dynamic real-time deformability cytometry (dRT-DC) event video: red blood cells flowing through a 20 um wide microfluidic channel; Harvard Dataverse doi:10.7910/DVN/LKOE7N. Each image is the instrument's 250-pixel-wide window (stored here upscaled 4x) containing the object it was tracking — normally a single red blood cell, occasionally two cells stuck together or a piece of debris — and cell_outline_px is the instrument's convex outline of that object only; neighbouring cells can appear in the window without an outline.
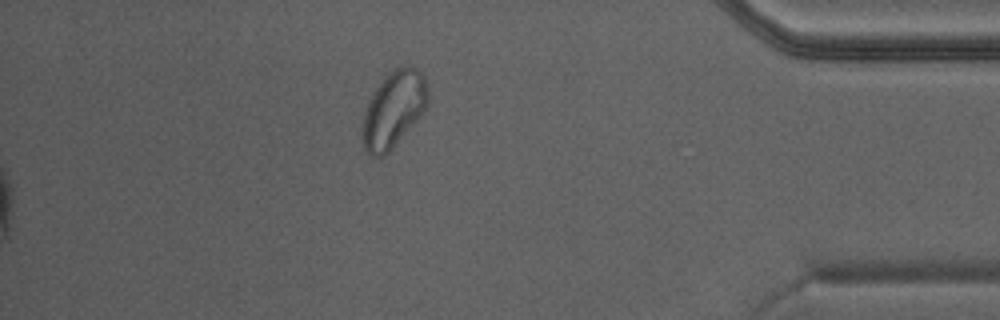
{"species": "Egyptian fruit bat (a non-hibernating species)", "species_latin": "Rousettus aegyptiacus", "temperature_condition": "warm", "stored_images_in_passage": 28, "camera_frame_rate_fps": 3000, "um_per_image_px": 0.085, "animal": {"sex": "male"}, "frame": {"image": 1, "passage_image": 28, "time_ms": 9.0, "image_size_px": [1000, 320], "cell_outline_px": [[428, 104], [424, 112], [392, 148], [384, 156], [372, 156], [364, 148], [364, 116], [368, 100], [372, 92], [384, 76], [396, 64], [408, 64], [416, 68], [424, 76], [428, 88]], "centroid_in_image_um": [33.49, 9.2], "position_along_channel_um": 401.7, "area_um2": 29.13}}